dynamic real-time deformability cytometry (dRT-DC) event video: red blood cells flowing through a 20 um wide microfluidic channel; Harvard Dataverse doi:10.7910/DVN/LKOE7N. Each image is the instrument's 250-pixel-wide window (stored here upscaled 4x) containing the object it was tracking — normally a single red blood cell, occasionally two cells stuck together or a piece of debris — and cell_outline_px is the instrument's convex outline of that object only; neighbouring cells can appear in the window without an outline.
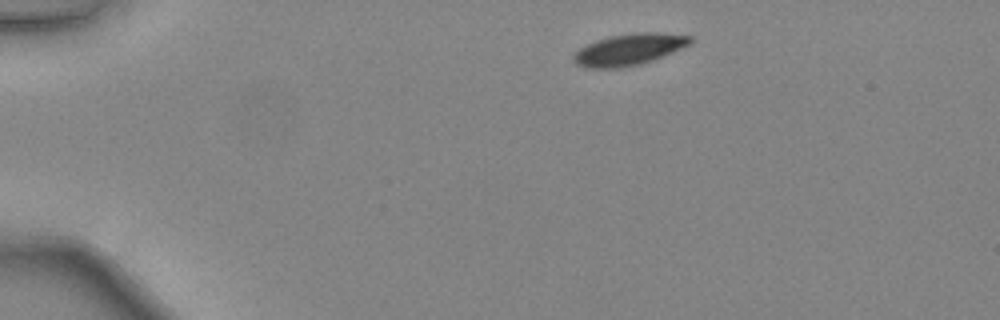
{"species": "common noctule bat (a hibernating species)", "species_latin": "Nyctalus noctula", "temperature_condition": "warm", "stored_images_in_passage": 39, "camera_frame_rate_fps": 3000, "um_per_image_px": 0.085, "animal": {"sex": "female", "body_mass_g": 24.6, "forearm_length_mm": 56.2}, "frame": {"image": 1, "passage_image": 1, "time_ms": 0.0, "image_size_px": [1000, 320], "cell_outline_px": [[692, 44], [652, 60], [640, 64], [620, 68], [584, 68], [576, 64], [572, 60], [572, 56], [580, 48], [596, 40], [608, 36], [636, 32], [664, 32], [692, 36]], "centroid_in_image_um": [53.47, 4.2], "position_along_channel_um": 31.5, "area_um2": 21.62}}
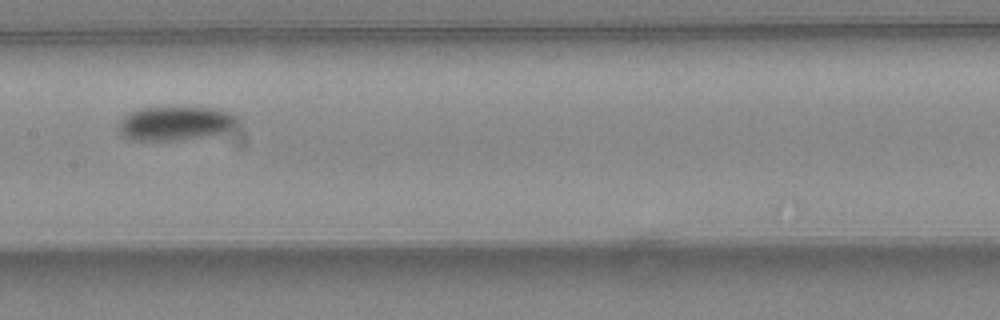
{"frame": {"image": 2, "passage_image": 17, "time_ms": 5.333, "image_size_px": [1000, 320], "cell_outline_px": [[240, 124], [220, 132], [180, 140], [132, 140], [120, 136], [120, 120], [128, 112], [140, 108], [220, 108], [232, 112], [240, 116]], "centroid_in_image_um": [14.93, 10.47], "position_along_channel_um": 192.5, "area_um2": 23.52}}
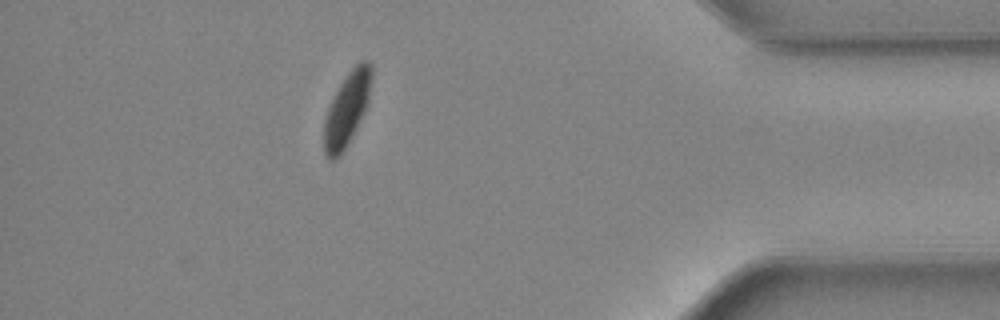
{"frame": {"image": 3, "passage_image": 34, "time_ms": 11.0, "image_size_px": [1000, 320], "cell_outline_px": [[372, 80], [368, 100], [364, 112], [352, 136], [340, 156], [336, 160], [328, 160], [324, 156], [324, 120], [328, 108], [340, 84], [348, 72], [360, 60], [364, 60], [372, 64]], "centroid_in_image_um": [29.48, 9.29], "position_along_channel_um": 405.7, "area_um2": 20.29}, "authors_computed_cell_mechanics": {"area_um2": 22.7732, "velocity_mm_per_s": 4.425, "shape_relaxation_time_tau1_ms": 2.4765, "shape_relaxation_time_tau2_ms": null, "deformation_change_tau1": 0.0998, "deformation_change_tau2": null}}